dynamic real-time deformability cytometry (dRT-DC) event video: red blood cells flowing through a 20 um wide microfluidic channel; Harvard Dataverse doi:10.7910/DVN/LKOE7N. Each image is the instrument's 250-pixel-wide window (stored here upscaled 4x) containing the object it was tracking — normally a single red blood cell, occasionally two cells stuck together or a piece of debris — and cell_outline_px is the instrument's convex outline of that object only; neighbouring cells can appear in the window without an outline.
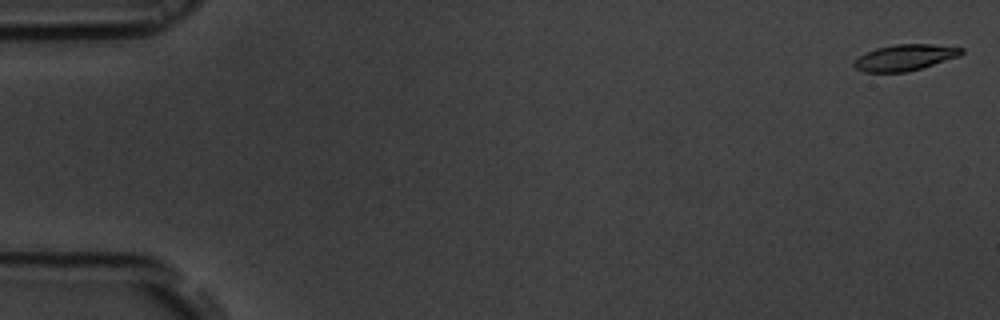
{"species": "common noctule bat (a hibernating species)", "species_latin": "Nyctalus noctula", "temperature_condition": "room temperature", "stored_images_in_passage": 56, "camera_frame_rate_fps": 3000, "um_per_image_px": 0.085, "animal": {"sex": "male", "body_mass_g": 19.5, "forearm_length_mm": 54.6}, "frame": {"image": 1, "passage_image": 1, "time_ms": 0.0, "image_size_px": [1000, 320], "cell_outline_px": [[964, 52], [960, 56], [908, 72], [864, 72], [856, 68], [852, 64], [864, 52], [876, 48], [896, 44], [932, 44], [964, 48]], "centroid_in_image_um": [76.93, 4.88], "position_along_channel_um": 8.1, "area_um2": 16.36}}
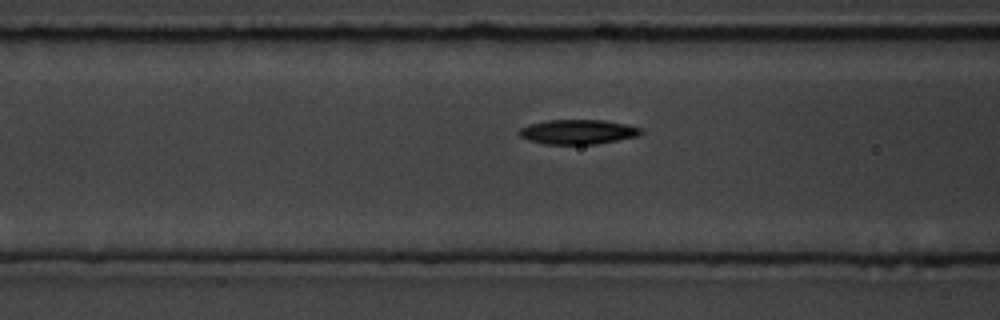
{"frame": {"image": 2, "passage_image": 22, "time_ms": 7.0, "image_size_px": [1000, 320], "cell_outline_px": [[644, 132], [636, 136], [596, 144], [544, 144], [528, 140], [520, 136], [516, 132], [520, 128], [528, 124], [544, 120], [604, 120], [644, 128]], "centroid_in_image_um": [49.08, 11.2], "position_along_channel_um": 117.5, "area_um2": 17.57}}
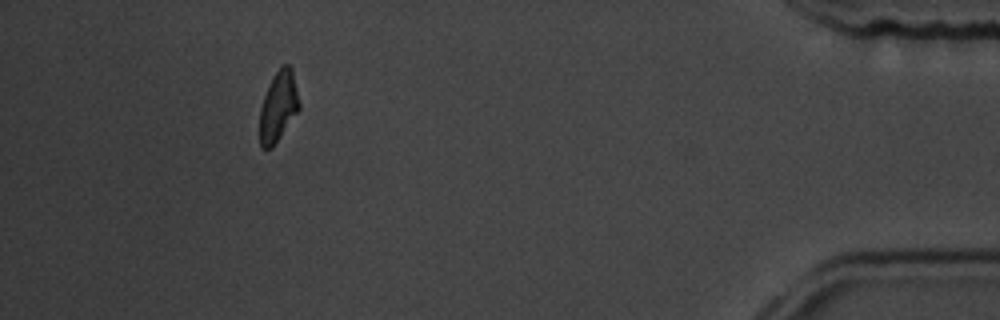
{"frame": {"image": 3, "passage_image": 51, "time_ms": 16.667, "image_size_px": [1000, 320], "cell_outline_px": [[300, 108], [272, 148], [260, 148], [260, 108], [268, 84], [272, 76], [284, 64], [288, 64], [292, 68], [300, 104]], "centroid_in_image_um": [23.65, 9.04], "position_along_channel_um": 411.5, "area_um2": 16.07}, "authors_computed_cell_mechanics": {"area_um2": 17.0799, "velocity_mm_per_s": 3.6654, "shape_relaxation_time_tau1_ms": 4.8706, "shape_relaxation_time_tau2_ms": null, "deformation_change_tau1": 0.1585, "deformation_change_tau2": null}}